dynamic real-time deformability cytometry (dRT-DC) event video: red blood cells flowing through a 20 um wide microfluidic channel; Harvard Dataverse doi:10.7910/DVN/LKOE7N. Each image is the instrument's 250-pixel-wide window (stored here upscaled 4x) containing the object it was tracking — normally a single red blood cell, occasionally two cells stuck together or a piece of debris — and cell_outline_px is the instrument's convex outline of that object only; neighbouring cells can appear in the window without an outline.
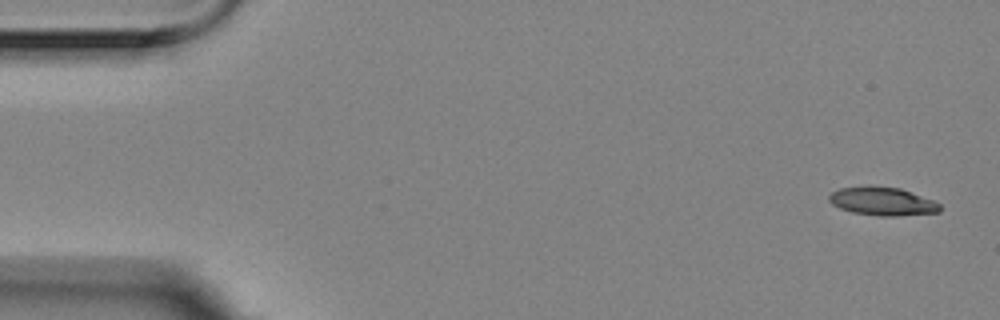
{"species": "Egyptian fruit bat (a non-hibernating species)", "species_latin": "Rousettus aegyptiacus", "temperature_condition": "room temperature", "stored_images_in_passage": 6, "camera_frame_rate_fps": 3000, "um_per_image_px": 0.085, "animal": {"sex": "female"}, "frame": {"image": 1, "passage_image": 1, "time_ms": 0.0, "image_size_px": [1000, 320], "cell_outline_px": [[940, 212], [896, 216], [880, 216], [852, 212], [840, 208], [832, 204], [828, 200], [828, 196], [832, 192], [840, 188], [868, 184], [900, 188], [932, 200], [940, 204]], "centroid_in_image_um": [74.96, 17.09], "position_along_channel_um": 10.0, "area_um2": 18.5}}